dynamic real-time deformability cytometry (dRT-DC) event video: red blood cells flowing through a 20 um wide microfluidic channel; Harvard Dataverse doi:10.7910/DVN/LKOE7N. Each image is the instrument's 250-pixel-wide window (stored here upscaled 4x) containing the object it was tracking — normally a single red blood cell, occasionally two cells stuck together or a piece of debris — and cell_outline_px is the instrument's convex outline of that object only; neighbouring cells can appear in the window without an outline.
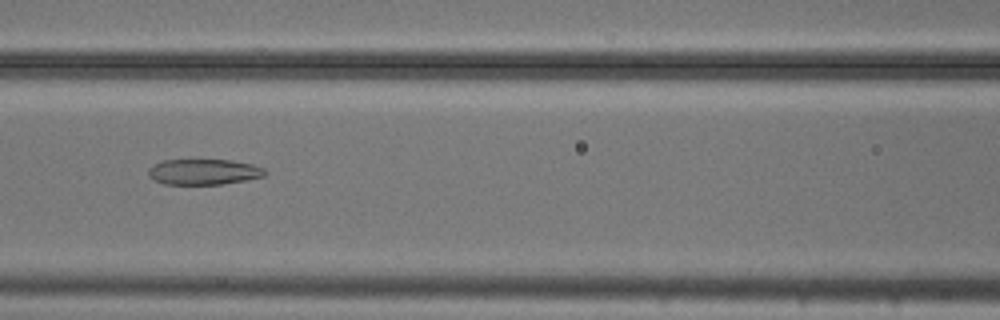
{"species": "common noctule bat (a hibernating species)", "species_latin": "Nyctalus noctula", "temperature_condition": "cold", "stored_images_in_passage": 53, "camera_frame_rate_fps": 3000, "um_per_image_px": 0.085, "animal": {"sex": "male", "body_mass_g": 20.5, "forearm_length_mm": 52.5}, "frame": {"image": 1, "passage_image": 23, "time_ms": 7.333, "image_size_px": [1000, 320], "cell_outline_px": [[268, 172], [264, 176], [244, 180], [220, 184], [164, 184], [148, 176], [148, 168], [164, 160], [232, 160], [252, 164], [264, 168]], "centroid_in_image_um": [17.33, 14.6], "position_along_channel_um": 149.3, "area_um2": 17.28}}
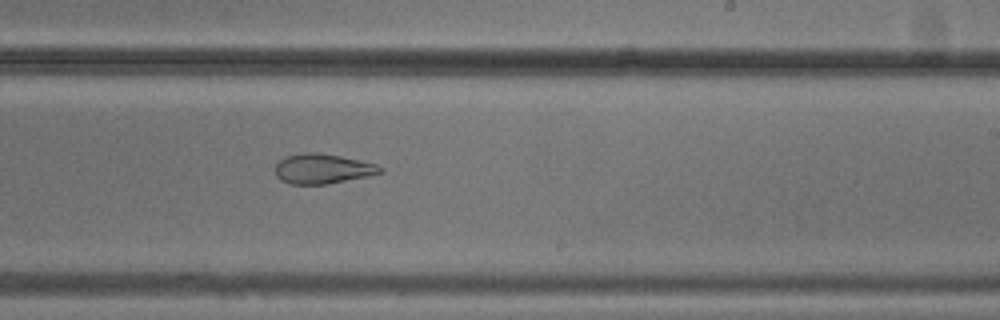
{"frame": {"image": 2, "passage_image": 32, "time_ms": 10.333, "image_size_px": [1000, 320], "cell_outline_px": [[384, 172], [368, 176], [328, 184], [292, 184], [280, 180], [276, 176], [276, 164], [284, 156], [304, 152], [316, 152], [340, 156], [376, 164], [384, 168]], "centroid_in_image_um": [27.42, 14.34], "position_along_channel_um": 261.6, "area_um2": 18.32}}
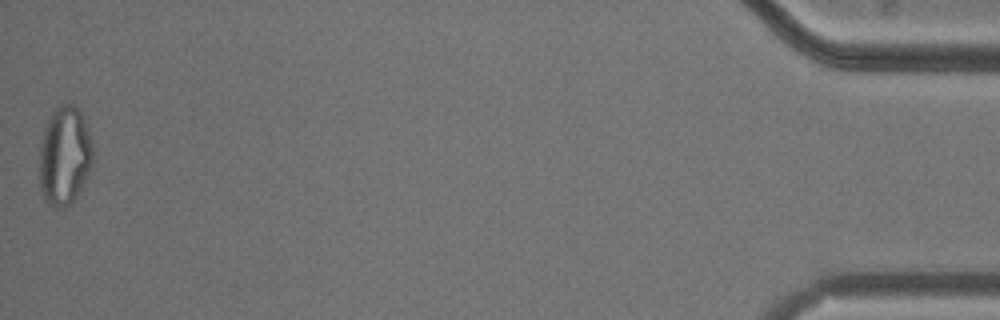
{"frame": {"image": 3, "passage_image": 53, "time_ms": 17.333, "image_size_px": [1000, 320], "cell_outline_px": [[92, 164], [84, 184], [72, 204], [64, 208], [56, 208], [48, 204], [44, 200], [40, 184], [40, 140], [44, 128], [52, 112], [60, 104], [72, 104], [80, 112], [92, 144]], "centroid_in_image_um": [5.47, 13.3], "position_along_channel_um": 429.7, "area_um2": 30.69}, "authors_computed_cell_mechanics": {"area_um2": 25.2008, "velocity_mm_per_s": 3.7551, "shape_relaxation_time_tau1_ms": null, "shape_relaxation_time_tau2_ms": 2.7422, "deformation_change_tau1": null, "deformation_change_tau2": 0.1062}}